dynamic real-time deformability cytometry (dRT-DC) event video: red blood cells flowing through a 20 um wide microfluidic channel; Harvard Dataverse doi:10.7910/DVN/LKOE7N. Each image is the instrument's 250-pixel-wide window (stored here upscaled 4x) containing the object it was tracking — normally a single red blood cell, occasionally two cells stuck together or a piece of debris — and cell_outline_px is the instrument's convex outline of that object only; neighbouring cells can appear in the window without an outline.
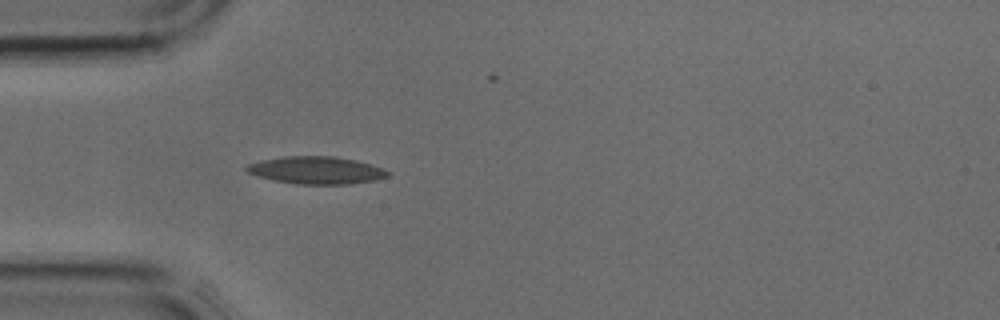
{"species": "common noctule bat (a hibernating species)", "species_latin": "Nyctalus noctula", "temperature_condition": "cold", "stored_images_in_passage": 2, "camera_frame_rate_fps": 3000, "um_per_image_px": 0.085, "animal": {"sex": "male", "body_mass_g": 17.9, "forearm_length_mm": 54.2}, "frame": {"image": 1, "passage_image": 2, "time_ms": 0.333, "image_size_px": [1000, 320], "cell_outline_px": [[388, 176], [376, 180], [352, 184], [296, 184], [272, 180], [248, 172], [244, 168], [248, 164], [260, 160], [284, 156], [332, 156], [356, 160], [372, 164], [384, 168], [388, 172]], "centroid_in_image_um": [26.9, 14.47], "position_along_channel_um": 58.1, "area_um2": 22.66}}